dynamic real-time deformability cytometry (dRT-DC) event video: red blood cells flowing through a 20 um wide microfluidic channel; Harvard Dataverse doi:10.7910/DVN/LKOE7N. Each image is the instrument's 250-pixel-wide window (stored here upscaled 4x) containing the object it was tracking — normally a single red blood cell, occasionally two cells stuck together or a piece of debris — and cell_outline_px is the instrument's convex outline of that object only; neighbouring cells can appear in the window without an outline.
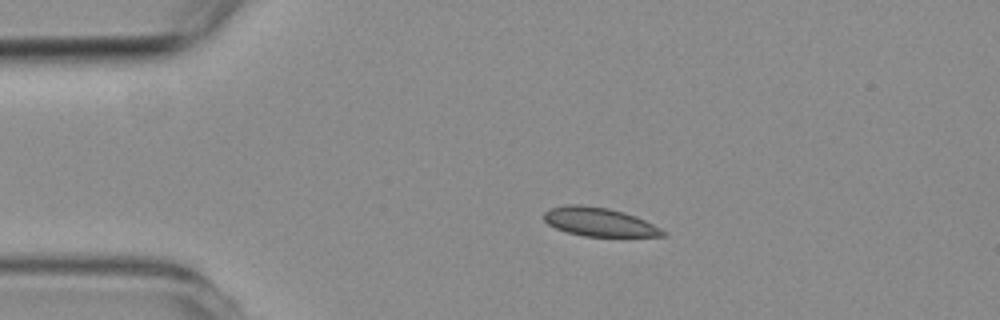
{"species": "common noctule bat (a hibernating species)", "species_latin": "Nyctalus noctula", "temperature_condition": "room temperature", "stored_images_in_passage": 2, "camera_frame_rate_fps": 3000, "um_per_image_px": 0.085, "animal": {"sex": "female", "body_mass_g": 19.3, "forearm_length_mm": 54.1}, "frame": {"image": 1, "passage_image": 1, "time_ms": 0.0, "image_size_px": [1000, 320], "cell_outline_px": [[668, 232], [664, 236], [584, 236], [568, 232], [556, 228], [548, 224], [544, 220], [544, 212], [552, 208], [568, 204], [580, 204], [608, 208], [624, 212], [636, 216]], "centroid_in_image_um": [50.93, 18.86], "position_along_channel_um": 34.1, "area_um2": 19.71}}